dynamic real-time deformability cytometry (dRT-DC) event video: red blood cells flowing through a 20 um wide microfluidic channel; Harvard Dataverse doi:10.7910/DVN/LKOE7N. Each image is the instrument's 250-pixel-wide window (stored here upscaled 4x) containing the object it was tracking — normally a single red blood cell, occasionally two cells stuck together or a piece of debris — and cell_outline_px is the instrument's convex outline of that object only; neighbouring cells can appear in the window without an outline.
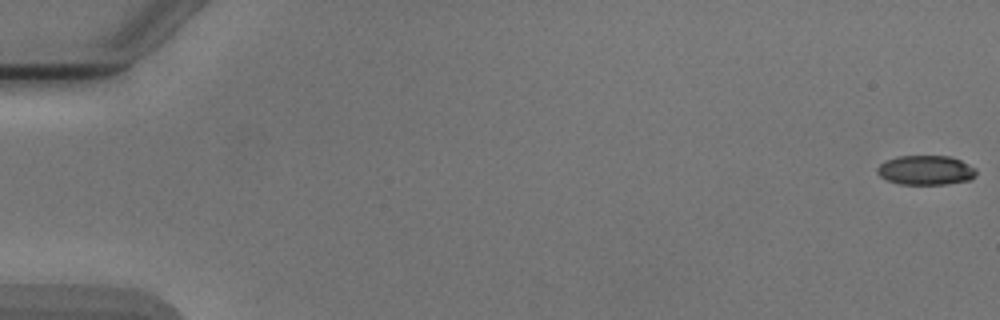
{"species": "Egyptian fruit bat (a non-hibernating species)", "species_latin": "Rousettus aegyptiacus", "temperature_condition": "cold", "stored_images_in_passage": 8, "camera_frame_rate_fps": 3000, "um_per_image_px": 0.085, "animal": {"sex": "male"}, "frame": {"image": 1, "passage_image": 1, "time_ms": 0.0, "image_size_px": [1000, 320], "cell_outline_px": [[976, 176], [972, 180], [948, 184], [900, 184], [888, 180], [880, 176], [876, 172], [876, 168], [880, 164], [888, 160], [900, 156], [948, 156], [960, 160], [976, 168]], "centroid_in_image_um": [78.72, 14.47], "position_along_channel_um": 6.3, "area_um2": 16.99}}
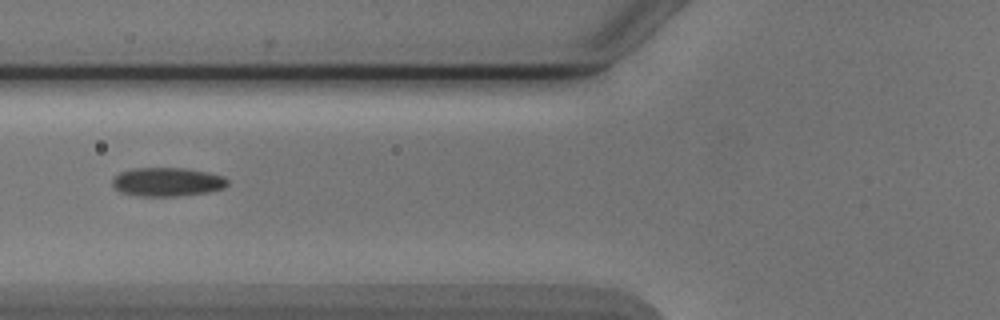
{"frame": {"image": 2, "passage_image": 7, "time_ms": 7.0, "image_size_px": [1000, 320], "cell_outline_px": [[228, 184], [224, 188], [208, 192], [176, 196], [136, 196], [120, 192], [112, 184], [112, 180], [120, 172], [132, 168], [184, 168], [208, 172], [224, 176], [228, 180]], "centroid_in_image_um": [14.22, 15.46], "position_along_channel_um": 111.6, "area_um2": 19.36}}
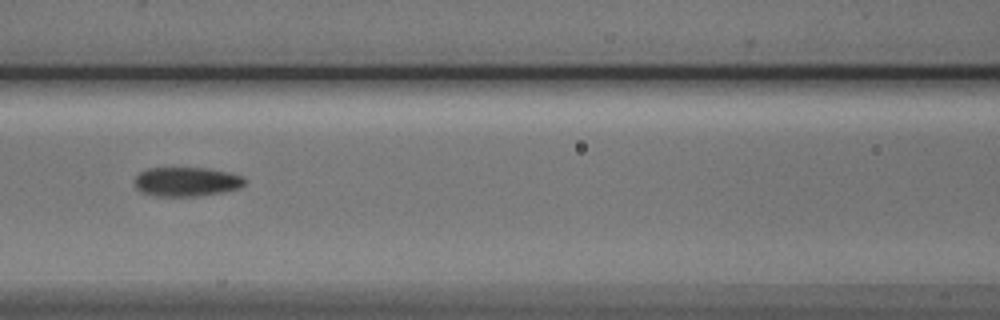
{"frame": {"image": 3, "passage_image": 8, "time_ms": 8.0, "image_size_px": [1000, 320], "cell_outline_px": [[244, 184], [240, 188], [224, 192], [200, 196], [156, 196], [140, 192], [136, 188], [136, 176], [140, 172], [148, 168], [208, 168], [228, 172], [244, 176]], "centroid_in_image_um": [15.87, 15.45], "position_along_channel_um": 150.7, "area_um2": 18.84}}